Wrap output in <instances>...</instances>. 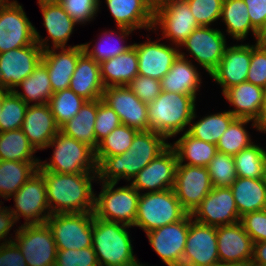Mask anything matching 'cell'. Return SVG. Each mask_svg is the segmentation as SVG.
Wrapping results in <instances>:
<instances>
[{
	"label": "cell",
	"mask_w": 266,
	"mask_h": 266,
	"mask_svg": "<svg viewBox=\"0 0 266 266\" xmlns=\"http://www.w3.org/2000/svg\"><path fill=\"white\" fill-rule=\"evenodd\" d=\"M54 266H99L93 247L57 250Z\"/></svg>",
	"instance_id": "49"
},
{
	"label": "cell",
	"mask_w": 266,
	"mask_h": 266,
	"mask_svg": "<svg viewBox=\"0 0 266 266\" xmlns=\"http://www.w3.org/2000/svg\"><path fill=\"white\" fill-rule=\"evenodd\" d=\"M230 188L240 216L266 209V188L262 178L237 177Z\"/></svg>",
	"instance_id": "34"
},
{
	"label": "cell",
	"mask_w": 266,
	"mask_h": 266,
	"mask_svg": "<svg viewBox=\"0 0 266 266\" xmlns=\"http://www.w3.org/2000/svg\"><path fill=\"white\" fill-rule=\"evenodd\" d=\"M244 0H224L220 20L226 26V36L244 41L251 32L256 42L258 31L252 26Z\"/></svg>",
	"instance_id": "33"
},
{
	"label": "cell",
	"mask_w": 266,
	"mask_h": 266,
	"mask_svg": "<svg viewBox=\"0 0 266 266\" xmlns=\"http://www.w3.org/2000/svg\"><path fill=\"white\" fill-rule=\"evenodd\" d=\"M237 177L263 178L266 148L255 142L233 156Z\"/></svg>",
	"instance_id": "42"
},
{
	"label": "cell",
	"mask_w": 266,
	"mask_h": 266,
	"mask_svg": "<svg viewBox=\"0 0 266 266\" xmlns=\"http://www.w3.org/2000/svg\"><path fill=\"white\" fill-rule=\"evenodd\" d=\"M251 263L266 265V241L254 243Z\"/></svg>",
	"instance_id": "57"
},
{
	"label": "cell",
	"mask_w": 266,
	"mask_h": 266,
	"mask_svg": "<svg viewBox=\"0 0 266 266\" xmlns=\"http://www.w3.org/2000/svg\"><path fill=\"white\" fill-rule=\"evenodd\" d=\"M37 4L41 10L43 25L48 33L46 38H42L43 36L40 35L37 28H34L35 40L42 50L82 45L68 46L67 43L70 36L78 24L69 16L57 0H37ZM50 42L52 45H50Z\"/></svg>",
	"instance_id": "14"
},
{
	"label": "cell",
	"mask_w": 266,
	"mask_h": 266,
	"mask_svg": "<svg viewBox=\"0 0 266 266\" xmlns=\"http://www.w3.org/2000/svg\"><path fill=\"white\" fill-rule=\"evenodd\" d=\"M250 122L251 127L258 132L256 121L248 118H236L220 137L216 145L217 152L234 156L253 144L252 135L246 129Z\"/></svg>",
	"instance_id": "41"
},
{
	"label": "cell",
	"mask_w": 266,
	"mask_h": 266,
	"mask_svg": "<svg viewBox=\"0 0 266 266\" xmlns=\"http://www.w3.org/2000/svg\"><path fill=\"white\" fill-rule=\"evenodd\" d=\"M217 246L221 264L246 266L252 260L254 241L241 222L218 226Z\"/></svg>",
	"instance_id": "23"
},
{
	"label": "cell",
	"mask_w": 266,
	"mask_h": 266,
	"mask_svg": "<svg viewBox=\"0 0 266 266\" xmlns=\"http://www.w3.org/2000/svg\"><path fill=\"white\" fill-rule=\"evenodd\" d=\"M19 88L23 92H20L18 90ZM13 92L27 105H43L49 103L53 95V90L46 66L40 62L33 73L16 86Z\"/></svg>",
	"instance_id": "39"
},
{
	"label": "cell",
	"mask_w": 266,
	"mask_h": 266,
	"mask_svg": "<svg viewBox=\"0 0 266 266\" xmlns=\"http://www.w3.org/2000/svg\"><path fill=\"white\" fill-rule=\"evenodd\" d=\"M176 141L170 142L178 158V164L206 167L217 153V146L191 136L187 131L181 133Z\"/></svg>",
	"instance_id": "35"
},
{
	"label": "cell",
	"mask_w": 266,
	"mask_h": 266,
	"mask_svg": "<svg viewBox=\"0 0 266 266\" xmlns=\"http://www.w3.org/2000/svg\"><path fill=\"white\" fill-rule=\"evenodd\" d=\"M265 90L246 81L225 90L222 96L230 103V106H233V109L229 111L236 118L257 121L263 107Z\"/></svg>",
	"instance_id": "29"
},
{
	"label": "cell",
	"mask_w": 266,
	"mask_h": 266,
	"mask_svg": "<svg viewBox=\"0 0 266 266\" xmlns=\"http://www.w3.org/2000/svg\"><path fill=\"white\" fill-rule=\"evenodd\" d=\"M190 215L193 220L214 227L231 225L241 219L230 187H213Z\"/></svg>",
	"instance_id": "19"
},
{
	"label": "cell",
	"mask_w": 266,
	"mask_h": 266,
	"mask_svg": "<svg viewBox=\"0 0 266 266\" xmlns=\"http://www.w3.org/2000/svg\"><path fill=\"white\" fill-rule=\"evenodd\" d=\"M252 26L259 31L266 21V0H244Z\"/></svg>",
	"instance_id": "55"
},
{
	"label": "cell",
	"mask_w": 266,
	"mask_h": 266,
	"mask_svg": "<svg viewBox=\"0 0 266 266\" xmlns=\"http://www.w3.org/2000/svg\"><path fill=\"white\" fill-rule=\"evenodd\" d=\"M128 87L142 102L146 104L153 102L162 92L159 80L142 75H137L128 84Z\"/></svg>",
	"instance_id": "52"
},
{
	"label": "cell",
	"mask_w": 266,
	"mask_h": 266,
	"mask_svg": "<svg viewBox=\"0 0 266 266\" xmlns=\"http://www.w3.org/2000/svg\"><path fill=\"white\" fill-rule=\"evenodd\" d=\"M198 27L186 0H155L152 32L160 29L161 39L179 47Z\"/></svg>",
	"instance_id": "8"
},
{
	"label": "cell",
	"mask_w": 266,
	"mask_h": 266,
	"mask_svg": "<svg viewBox=\"0 0 266 266\" xmlns=\"http://www.w3.org/2000/svg\"><path fill=\"white\" fill-rule=\"evenodd\" d=\"M219 263L217 227L199 223L189 214V232L182 266H214Z\"/></svg>",
	"instance_id": "16"
},
{
	"label": "cell",
	"mask_w": 266,
	"mask_h": 266,
	"mask_svg": "<svg viewBox=\"0 0 266 266\" xmlns=\"http://www.w3.org/2000/svg\"><path fill=\"white\" fill-rule=\"evenodd\" d=\"M45 181L47 202L51 214L93 212V183L97 172L65 174L39 171Z\"/></svg>",
	"instance_id": "2"
},
{
	"label": "cell",
	"mask_w": 266,
	"mask_h": 266,
	"mask_svg": "<svg viewBox=\"0 0 266 266\" xmlns=\"http://www.w3.org/2000/svg\"><path fill=\"white\" fill-rule=\"evenodd\" d=\"M46 224L52 232L57 250L92 246L93 212L51 214Z\"/></svg>",
	"instance_id": "11"
},
{
	"label": "cell",
	"mask_w": 266,
	"mask_h": 266,
	"mask_svg": "<svg viewBox=\"0 0 266 266\" xmlns=\"http://www.w3.org/2000/svg\"><path fill=\"white\" fill-rule=\"evenodd\" d=\"M22 129L0 132V160L40 161Z\"/></svg>",
	"instance_id": "40"
},
{
	"label": "cell",
	"mask_w": 266,
	"mask_h": 266,
	"mask_svg": "<svg viewBox=\"0 0 266 266\" xmlns=\"http://www.w3.org/2000/svg\"><path fill=\"white\" fill-rule=\"evenodd\" d=\"M246 266H266V265L254 264L250 262Z\"/></svg>",
	"instance_id": "63"
},
{
	"label": "cell",
	"mask_w": 266,
	"mask_h": 266,
	"mask_svg": "<svg viewBox=\"0 0 266 266\" xmlns=\"http://www.w3.org/2000/svg\"><path fill=\"white\" fill-rule=\"evenodd\" d=\"M137 132V129L121 124L99 142L95 157H109L126 152Z\"/></svg>",
	"instance_id": "44"
},
{
	"label": "cell",
	"mask_w": 266,
	"mask_h": 266,
	"mask_svg": "<svg viewBox=\"0 0 266 266\" xmlns=\"http://www.w3.org/2000/svg\"><path fill=\"white\" fill-rule=\"evenodd\" d=\"M12 198L14 208H8L18 223L23 217V224H43L51 215L44 177L39 171L34 173L10 199Z\"/></svg>",
	"instance_id": "13"
},
{
	"label": "cell",
	"mask_w": 266,
	"mask_h": 266,
	"mask_svg": "<svg viewBox=\"0 0 266 266\" xmlns=\"http://www.w3.org/2000/svg\"><path fill=\"white\" fill-rule=\"evenodd\" d=\"M214 266H231V265H226V264H221V263H219V264L214 265Z\"/></svg>",
	"instance_id": "64"
},
{
	"label": "cell",
	"mask_w": 266,
	"mask_h": 266,
	"mask_svg": "<svg viewBox=\"0 0 266 266\" xmlns=\"http://www.w3.org/2000/svg\"><path fill=\"white\" fill-rule=\"evenodd\" d=\"M83 52L82 45L43 50L41 62L47 68L53 93L69 89L78 58Z\"/></svg>",
	"instance_id": "26"
},
{
	"label": "cell",
	"mask_w": 266,
	"mask_h": 266,
	"mask_svg": "<svg viewBox=\"0 0 266 266\" xmlns=\"http://www.w3.org/2000/svg\"><path fill=\"white\" fill-rule=\"evenodd\" d=\"M193 59L178 56L169 72L160 80L162 91L191 95L197 99L202 87V75Z\"/></svg>",
	"instance_id": "28"
},
{
	"label": "cell",
	"mask_w": 266,
	"mask_h": 266,
	"mask_svg": "<svg viewBox=\"0 0 266 266\" xmlns=\"http://www.w3.org/2000/svg\"><path fill=\"white\" fill-rule=\"evenodd\" d=\"M52 147V155L40 160L38 171H51L56 173L75 174L97 172L95 151L88 145L70 138L59 131L47 148Z\"/></svg>",
	"instance_id": "5"
},
{
	"label": "cell",
	"mask_w": 266,
	"mask_h": 266,
	"mask_svg": "<svg viewBox=\"0 0 266 266\" xmlns=\"http://www.w3.org/2000/svg\"><path fill=\"white\" fill-rule=\"evenodd\" d=\"M40 161L0 160V197L10 198L38 171Z\"/></svg>",
	"instance_id": "37"
},
{
	"label": "cell",
	"mask_w": 266,
	"mask_h": 266,
	"mask_svg": "<svg viewBox=\"0 0 266 266\" xmlns=\"http://www.w3.org/2000/svg\"><path fill=\"white\" fill-rule=\"evenodd\" d=\"M102 100L119 116L121 123L138 131L151 130L148 121V107L128 86L104 88Z\"/></svg>",
	"instance_id": "21"
},
{
	"label": "cell",
	"mask_w": 266,
	"mask_h": 266,
	"mask_svg": "<svg viewBox=\"0 0 266 266\" xmlns=\"http://www.w3.org/2000/svg\"><path fill=\"white\" fill-rule=\"evenodd\" d=\"M13 232V241L23 254L28 266H54L57 248L48 225L21 224Z\"/></svg>",
	"instance_id": "10"
},
{
	"label": "cell",
	"mask_w": 266,
	"mask_h": 266,
	"mask_svg": "<svg viewBox=\"0 0 266 266\" xmlns=\"http://www.w3.org/2000/svg\"><path fill=\"white\" fill-rule=\"evenodd\" d=\"M129 228L132 226L105 221L93 214L92 247L99 266H149L134 255Z\"/></svg>",
	"instance_id": "3"
},
{
	"label": "cell",
	"mask_w": 266,
	"mask_h": 266,
	"mask_svg": "<svg viewBox=\"0 0 266 266\" xmlns=\"http://www.w3.org/2000/svg\"><path fill=\"white\" fill-rule=\"evenodd\" d=\"M240 222L254 243L266 241V209L245 213Z\"/></svg>",
	"instance_id": "53"
},
{
	"label": "cell",
	"mask_w": 266,
	"mask_h": 266,
	"mask_svg": "<svg viewBox=\"0 0 266 266\" xmlns=\"http://www.w3.org/2000/svg\"><path fill=\"white\" fill-rule=\"evenodd\" d=\"M197 99L191 95L162 91L147 104L149 128L167 139L188 130Z\"/></svg>",
	"instance_id": "4"
},
{
	"label": "cell",
	"mask_w": 266,
	"mask_h": 266,
	"mask_svg": "<svg viewBox=\"0 0 266 266\" xmlns=\"http://www.w3.org/2000/svg\"><path fill=\"white\" fill-rule=\"evenodd\" d=\"M170 143L152 130L138 131L129 149L120 155L95 157L99 182H130L132 178L161 154Z\"/></svg>",
	"instance_id": "1"
},
{
	"label": "cell",
	"mask_w": 266,
	"mask_h": 266,
	"mask_svg": "<svg viewBox=\"0 0 266 266\" xmlns=\"http://www.w3.org/2000/svg\"><path fill=\"white\" fill-rule=\"evenodd\" d=\"M246 81L266 89V51L257 42L251 44V63Z\"/></svg>",
	"instance_id": "51"
},
{
	"label": "cell",
	"mask_w": 266,
	"mask_h": 266,
	"mask_svg": "<svg viewBox=\"0 0 266 266\" xmlns=\"http://www.w3.org/2000/svg\"><path fill=\"white\" fill-rule=\"evenodd\" d=\"M27 107L13 91L5 90L0 113V132L21 129Z\"/></svg>",
	"instance_id": "45"
},
{
	"label": "cell",
	"mask_w": 266,
	"mask_h": 266,
	"mask_svg": "<svg viewBox=\"0 0 266 266\" xmlns=\"http://www.w3.org/2000/svg\"><path fill=\"white\" fill-rule=\"evenodd\" d=\"M4 205V202H2V199L0 201V244L11 242L13 241V238L15 237L12 234H10V230H12V227L17 224L14 215L10 212L8 206H2ZM13 235V236H12ZM2 241V242H1Z\"/></svg>",
	"instance_id": "56"
},
{
	"label": "cell",
	"mask_w": 266,
	"mask_h": 266,
	"mask_svg": "<svg viewBox=\"0 0 266 266\" xmlns=\"http://www.w3.org/2000/svg\"><path fill=\"white\" fill-rule=\"evenodd\" d=\"M21 129L36 151H44L60 131L48 103L28 105Z\"/></svg>",
	"instance_id": "27"
},
{
	"label": "cell",
	"mask_w": 266,
	"mask_h": 266,
	"mask_svg": "<svg viewBox=\"0 0 266 266\" xmlns=\"http://www.w3.org/2000/svg\"><path fill=\"white\" fill-rule=\"evenodd\" d=\"M188 213L182 208L173 188L140 193L134 227L145 233L182 220Z\"/></svg>",
	"instance_id": "7"
},
{
	"label": "cell",
	"mask_w": 266,
	"mask_h": 266,
	"mask_svg": "<svg viewBox=\"0 0 266 266\" xmlns=\"http://www.w3.org/2000/svg\"><path fill=\"white\" fill-rule=\"evenodd\" d=\"M263 100H266V90H265V93H264V99Z\"/></svg>",
	"instance_id": "65"
},
{
	"label": "cell",
	"mask_w": 266,
	"mask_h": 266,
	"mask_svg": "<svg viewBox=\"0 0 266 266\" xmlns=\"http://www.w3.org/2000/svg\"><path fill=\"white\" fill-rule=\"evenodd\" d=\"M197 117L199 116H197V112L195 110L187 132L197 139L215 145H217L225 130L236 119L229 110L207 114L195 122Z\"/></svg>",
	"instance_id": "38"
},
{
	"label": "cell",
	"mask_w": 266,
	"mask_h": 266,
	"mask_svg": "<svg viewBox=\"0 0 266 266\" xmlns=\"http://www.w3.org/2000/svg\"><path fill=\"white\" fill-rule=\"evenodd\" d=\"M97 183L102 189L99 194L95 193L94 216L105 221L119 222L133 227L140 193L129 183L121 187H117L116 182L97 181Z\"/></svg>",
	"instance_id": "6"
},
{
	"label": "cell",
	"mask_w": 266,
	"mask_h": 266,
	"mask_svg": "<svg viewBox=\"0 0 266 266\" xmlns=\"http://www.w3.org/2000/svg\"><path fill=\"white\" fill-rule=\"evenodd\" d=\"M212 188L206 167L177 164L173 190L188 214L195 210Z\"/></svg>",
	"instance_id": "18"
},
{
	"label": "cell",
	"mask_w": 266,
	"mask_h": 266,
	"mask_svg": "<svg viewBox=\"0 0 266 266\" xmlns=\"http://www.w3.org/2000/svg\"><path fill=\"white\" fill-rule=\"evenodd\" d=\"M43 50L37 42L0 53V89L13 91L33 73L42 60Z\"/></svg>",
	"instance_id": "15"
},
{
	"label": "cell",
	"mask_w": 266,
	"mask_h": 266,
	"mask_svg": "<svg viewBox=\"0 0 266 266\" xmlns=\"http://www.w3.org/2000/svg\"><path fill=\"white\" fill-rule=\"evenodd\" d=\"M96 116L97 100L86 101L77 115L60 127V131L95 151L99 144L94 133Z\"/></svg>",
	"instance_id": "36"
},
{
	"label": "cell",
	"mask_w": 266,
	"mask_h": 266,
	"mask_svg": "<svg viewBox=\"0 0 266 266\" xmlns=\"http://www.w3.org/2000/svg\"><path fill=\"white\" fill-rule=\"evenodd\" d=\"M189 232V214L182 220L145 233L151 248L167 266H182L186 238Z\"/></svg>",
	"instance_id": "20"
},
{
	"label": "cell",
	"mask_w": 266,
	"mask_h": 266,
	"mask_svg": "<svg viewBox=\"0 0 266 266\" xmlns=\"http://www.w3.org/2000/svg\"><path fill=\"white\" fill-rule=\"evenodd\" d=\"M121 124L118 114L102 99H97V116L94 125V133L97 142L99 143Z\"/></svg>",
	"instance_id": "50"
},
{
	"label": "cell",
	"mask_w": 266,
	"mask_h": 266,
	"mask_svg": "<svg viewBox=\"0 0 266 266\" xmlns=\"http://www.w3.org/2000/svg\"><path fill=\"white\" fill-rule=\"evenodd\" d=\"M200 26H212L221 17L224 0H186ZM216 21V22H215Z\"/></svg>",
	"instance_id": "48"
},
{
	"label": "cell",
	"mask_w": 266,
	"mask_h": 266,
	"mask_svg": "<svg viewBox=\"0 0 266 266\" xmlns=\"http://www.w3.org/2000/svg\"><path fill=\"white\" fill-rule=\"evenodd\" d=\"M0 266H28L14 241L0 244Z\"/></svg>",
	"instance_id": "54"
},
{
	"label": "cell",
	"mask_w": 266,
	"mask_h": 266,
	"mask_svg": "<svg viewBox=\"0 0 266 266\" xmlns=\"http://www.w3.org/2000/svg\"><path fill=\"white\" fill-rule=\"evenodd\" d=\"M116 30L105 29L101 35H98V40H94L96 43L93 46L92 41L83 43V51L99 64L126 52L133 44H125V40L134 31L123 27H117Z\"/></svg>",
	"instance_id": "32"
},
{
	"label": "cell",
	"mask_w": 266,
	"mask_h": 266,
	"mask_svg": "<svg viewBox=\"0 0 266 266\" xmlns=\"http://www.w3.org/2000/svg\"><path fill=\"white\" fill-rule=\"evenodd\" d=\"M206 168L213 187H230L237 179L232 155L217 152Z\"/></svg>",
	"instance_id": "46"
},
{
	"label": "cell",
	"mask_w": 266,
	"mask_h": 266,
	"mask_svg": "<svg viewBox=\"0 0 266 266\" xmlns=\"http://www.w3.org/2000/svg\"><path fill=\"white\" fill-rule=\"evenodd\" d=\"M251 63V44L236 43L228 45L217 68L210 74L217 85L221 87V94L232 86L246 82Z\"/></svg>",
	"instance_id": "24"
},
{
	"label": "cell",
	"mask_w": 266,
	"mask_h": 266,
	"mask_svg": "<svg viewBox=\"0 0 266 266\" xmlns=\"http://www.w3.org/2000/svg\"><path fill=\"white\" fill-rule=\"evenodd\" d=\"M86 101L87 100L77 95L73 90L64 89L53 93L48 104L57 125L61 127L77 115Z\"/></svg>",
	"instance_id": "43"
},
{
	"label": "cell",
	"mask_w": 266,
	"mask_h": 266,
	"mask_svg": "<svg viewBox=\"0 0 266 266\" xmlns=\"http://www.w3.org/2000/svg\"><path fill=\"white\" fill-rule=\"evenodd\" d=\"M5 97V90L0 89V113L2 112L3 98Z\"/></svg>",
	"instance_id": "60"
},
{
	"label": "cell",
	"mask_w": 266,
	"mask_h": 266,
	"mask_svg": "<svg viewBox=\"0 0 266 266\" xmlns=\"http://www.w3.org/2000/svg\"><path fill=\"white\" fill-rule=\"evenodd\" d=\"M263 182H264V185H265V188H266V161H265V165H264V173H263Z\"/></svg>",
	"instance_id": "62"
},
{
	"label": "cell",
	"mask_w": 266,
	"mask_h": 266,
	"mask_svg": "<svg viewBox=\"0 0 266 266\" xmlns=\"http://www.w3.org/2000/svg\"><path fill=\"white\" fill-rule=\"evenodd\" d=\"M116 27L152 31L155 0H105Z\"/></svg>",
	"instance_id": "25"
},
{
	"label": "cell",
	"mask_w": 266,
	"mask_h": 266,
	"mask_svg": "<svg viewBox=\"0 0 266 266\" xmlns=\"http://www.w3.org/2000/svg\"><path fill=\"white\" fill-rule=\"evenodd\" d=\"M257 35H266V21L261 29L258 31Z\"/></svg>",
	"instance_id": "61"
},
{
	"label": "cell",
	"mask_w": 266,
	"mask_h": 266,
	"mask_svg": "<svg viewBox=\"0 0 266 266\" xmlns=\"http://www.w3.org/2000/svg\"><path fill=\"white\" fill-rule=\"evenodd\" d=\"M227 42L224 31L211 26H200L179 46V55L187 59L192 57L198 63L197 66H201L210 76L221 61L229 45ZM181 48L188 54L182 52Z\"/></svg>",
	"instance_id": "9"
},
{
	"label": "cell",
	"mask_w": 266,
	"mask_h": 266,
	"mask_svg": "<svg viewBox=\"0 0 266 266\" xmlns=\"http://www.w3.org/2000/svg\"><path fill=\"white\" fill-rule=\"evenodd\" d=\"M104 84L100 64L83 52L71 77L69 89L87 101L102 99Z\"/></svg>",
	"instance_id": "30"
},
{
	"label": "cell",
	"mask_w": 266,
	"mask_h": 266,
	"mask_svg": "<svg viewBox=\"0 0 266 266\" xmlns=\"http://www.w3.org/2000/svg\"><path fill=\"white\" fill-rule=\"evenodd\" d=\"M34 28L17 0L0 3V53L34 44Z\"/></svg>",
	"instance_id": "12"
},
{
	"label": "cell",
	"mask_w": 266,
	"mask_h": 266,
	"mask_svg": "<svg viewBox=\"0 0 266 266\" xmlns=\"http://www.w3.org/2000/svg\"><path fill=\"white\" fill-rule=\"evenodd\" d=\"M69 16L79 25L92 22L100 12V0H57Z\"/></svg>",
	"instance_id": "47"
},
{
	"label": "cell",
	"mask_w": 266,
	"mask_h": 266,
	"mask_svg": "<svg viewBox=\"0 0 266 266\" xmlns=\"http://www.w3.org/2000/svg\"><path fill=\"white\" fill-rule=\"evenodd\" d=\"M143 43H133L138 56V75L161 80L170 70L174 60L179 56V47L168 44L160 37L157 40L147 35Z\"/></svg>",
	"instance_id": "22"
},
{
	"label": "cell",
	"mask_w": 266,
	"mask_h": 266,
	"mask_svg": "<svg viewBox=\"0 0 266 266\" xmlns=\"http://www.w3.org/2000/svg\"><path fill=\"white\" fill-rule=\"evenodd\" d=\"M104 87L128 86L138 75V56L133 45L126 52L100 63Z\"/></svg>",
	"instance_id": "31"
},
{
	"label": "cell",
	"mask_w": 266,
	"mask_h": 266,
	"mask_svg": "<svg viewBox=\"0 0 266 266\" xmlns=\"http://www.w3.org/2000/svg\"><path fill=\"white\" fill-rule=\"evenodd\" d=\"M256 42L266 51V35H257Z\"/></svg>",
	"instance_id": "59"
},
{
	"label": "cell",
	"mask_w": 266,
	"mask_h": 266,
	"mask_svg": "<svg viewBox=\"0 0 266 266\" xmlns=\"http://www.w3.org/2000/svg\"><path fill=\"white\" fill-rule=\"evenodd\" d=\"M258 132L266 134V100H263V107L258 120L256 121Z\"/></svg>",
	"instance_id": "58"
},
{
	"label": "cell",
	"mask_w": 266,
	"mask_h": 266,
	"mask_svg": "<svg viewBox=\"0 0 266 266\" xmlns=\"http://www.w3.org/2000/svg\"><path fill=\"white\" fill-rule=\"evenodd\" d=\"M178 158L169 145L161 154L139 171L129 182L139 193H152L173 188Z\"/></svg>",
	"instance_id": "17"
}]
</instances>
